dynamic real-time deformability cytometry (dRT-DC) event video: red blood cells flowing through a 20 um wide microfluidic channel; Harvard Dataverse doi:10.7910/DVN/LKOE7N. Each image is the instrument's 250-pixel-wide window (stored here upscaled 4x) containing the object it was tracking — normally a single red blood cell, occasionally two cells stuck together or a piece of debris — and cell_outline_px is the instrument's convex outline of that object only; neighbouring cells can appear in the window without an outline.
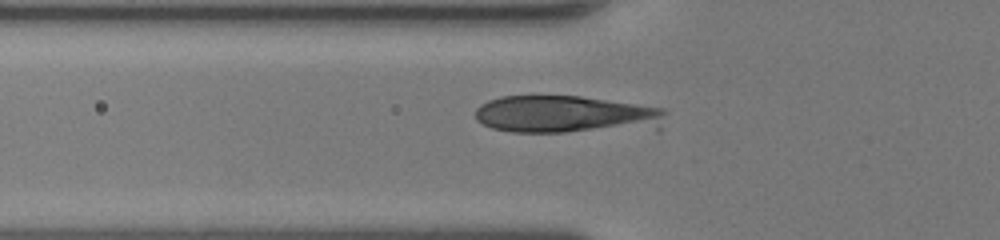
{"species": "human", "species_latin": "Homo sapiens", "temperature_condition": "room temperature", "stored_images_in_passage": 34, "camera_frame_rate_fps": 3000, "um_per_image_px": 0.085, "donor": {"sex": "female"}, "frame": {"image": 1, "passage_image": 4, "time_ms": 1.0, "image_size_px": [1000, 240], "cell_outline_px": [[668, 112], [660, 132], [512, 132], [492, 128], [476, 120], [476, 108], [480, 104], [488, 100], [500, 96], [580, 96], [664, 108]], "centroid_in_image_um": [48.33, 9.77], "position_along_channel_um": 77.5, "area_um2": 43.29}}
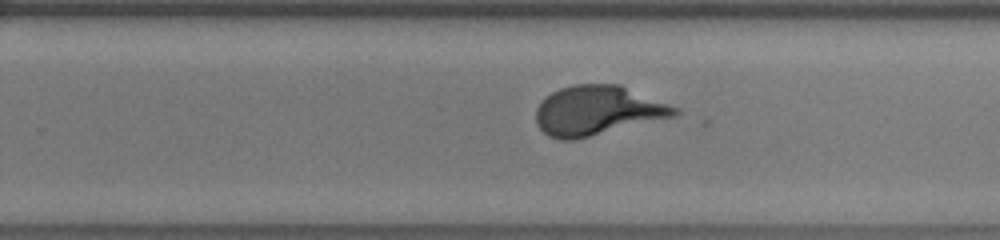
{"frame": {"image": 2, "passage_image": 18, "time_ms": 5.667, "image_size_px": [1000, 240], "cell_outline_px": [[680, 112], [676, 116], [572, 140], [560, 140], [548, 136], [536, 124], [536, 108], [552, 92], [560, 88], [572, 84], [620, 84], [680, 108]], "centroid_in_image_um": [50.81, 9.39], "position_along_channel_um": 279.0, "area_um2": 39.88}}
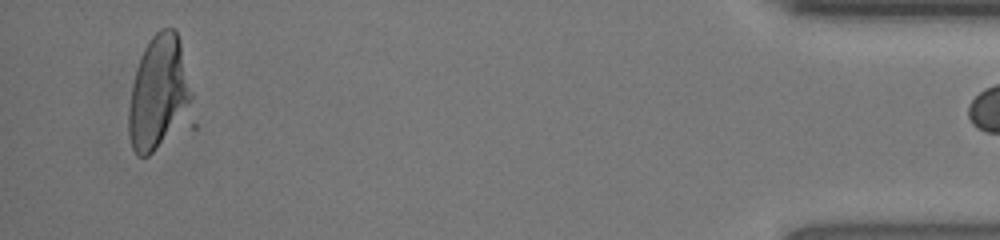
{"frame": {"image": 3, "passage_image": 33, "time_ms": 10.667, "image_size_px": [1000, 240], "cell_outline_px": [[192, 96], [156, 148], [148, 156], [136, 156], [132, 148], [128, 132], [128, 108], [132, 84], [144, 48], [148, 40], [160, 28], [176, 28], [180, 40]], "centroid_in_image_um": [13.39, 7.77], "position_along_channel_um": 421.8, "area_um2": 39.65}}